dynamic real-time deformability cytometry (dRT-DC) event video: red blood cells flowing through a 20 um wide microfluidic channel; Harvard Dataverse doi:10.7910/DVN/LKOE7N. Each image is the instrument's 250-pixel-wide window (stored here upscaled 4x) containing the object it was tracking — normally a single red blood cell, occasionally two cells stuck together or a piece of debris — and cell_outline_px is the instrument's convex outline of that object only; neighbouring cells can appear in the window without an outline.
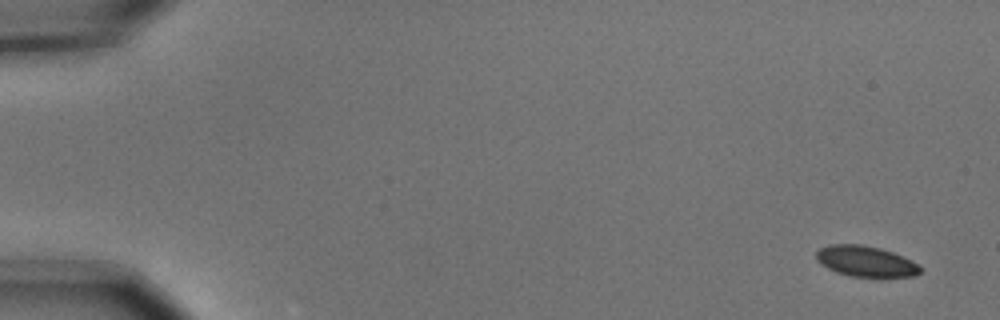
{"species": "common noctule bat (a hibernating species)", "species_latin": "Nyctalus noctula", "temperature_condition": "cold", "stored_images_in_passage": 6, "camera_frame_rate_fps": 3000, "um_per_image_px": 0.085, "animal": {"sex": "male", "body_mass_g": 15.6}, "frame": {"image": 1, "passage_image": 1, "time_ms": 0.0, "image_size_px": [1000, 320], "cell_outline_px": [[924, 268], [916, 276], [880, 280], [852, 276], [836, 272], [820, 264], [816, 260], [816, 252], [820, 248], [828, 244], [860, 244], [880, 248], [892, 252], [912, 260], [920, 264]], "centroid_in_image_um": [73.66, 22.26], "position_along_channel_um": 11.3, "area_um2": 19.59}}
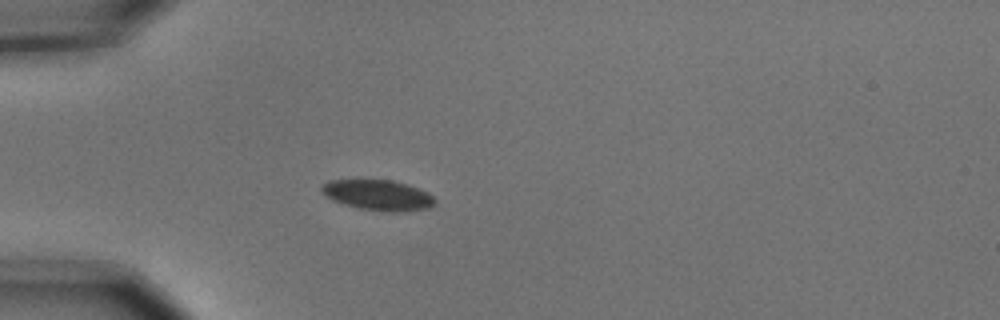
{"frame": {"image": 2, "passage_image": 5, "time_ms": 1.333, "image_size_px": [1000, 320], "cell_outline_px": [[436, 204], [428, 208], [400, 212], [388, 212], [360, 208], [344, 204], [332, 200], [320, 192], [320, 188], [328, 180], [392, 180], [408, 184], [428, 192], [436, 200]], "centroid_in_image_um": [32.14, 16.58], "position_along_channel_um": 52.9, "area_um2": 20.17}}